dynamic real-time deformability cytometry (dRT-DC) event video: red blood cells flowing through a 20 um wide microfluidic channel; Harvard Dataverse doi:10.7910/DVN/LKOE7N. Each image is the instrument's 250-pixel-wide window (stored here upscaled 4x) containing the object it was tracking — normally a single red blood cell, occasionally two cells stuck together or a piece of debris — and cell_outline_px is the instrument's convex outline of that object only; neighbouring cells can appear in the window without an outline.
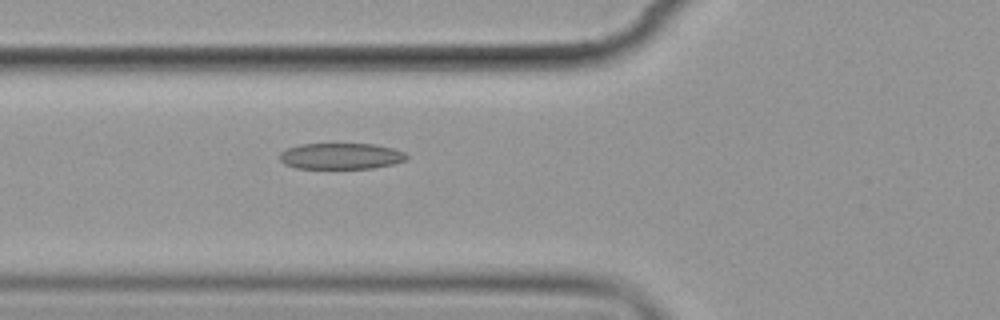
{"species": "common noctule bat (a hibernating species)", "species_latin": "Nyctalus noctula", "temperature_condition": "cold", "stored_images_in_passage": 7, "camera_frame_rate_fps": 3000, "um_per_image_px": 0.085, "animal": {"sex": "female", "body_mass_g": 19.9}, "frame": {"image": 1, "passage_image": 7, "time_ms": 7.0, "image_size_px": [1000, 320], "cell_outline_px": [[408, 160], [392, 164], [372, 168], [296, 168], [284, 164], [280, 160], [280, 152], [288, 148], [300, 144], [376, 144], [392, 148], [404, 152], [408, 156]], "centroid_in_image_um": [28.99, 13.27], "position_along_channel_um": 96.8, "area_um2": 19.31}}